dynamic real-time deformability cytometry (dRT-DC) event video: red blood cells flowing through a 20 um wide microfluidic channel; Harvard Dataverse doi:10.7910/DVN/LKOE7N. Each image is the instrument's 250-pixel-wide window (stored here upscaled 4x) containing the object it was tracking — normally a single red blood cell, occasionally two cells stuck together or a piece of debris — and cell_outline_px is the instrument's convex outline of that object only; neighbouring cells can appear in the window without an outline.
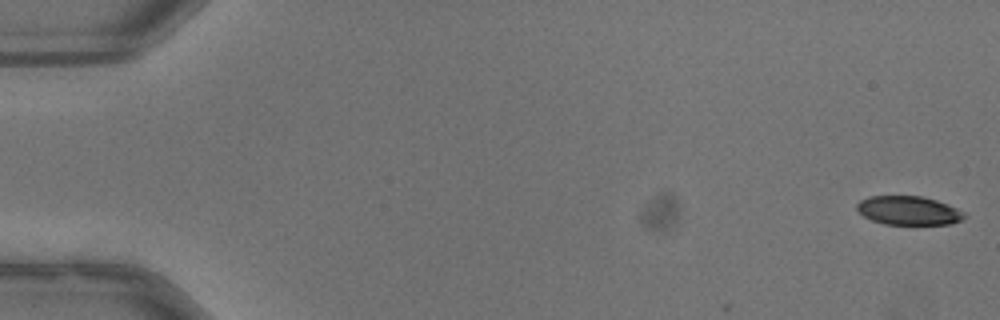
{"species": "common noctule bat (a hibernating species)", "species_latin": "Nyctalus noctula", "temperature_condition": "warm", "stored_images_in_passage": 5, "camera_frame_rate_fps": 3000, "um_per_image_px": 0.085, "animal": {"sex": "male", "body_mass_g": 13.3}, "frame": {"image": 1, "passage_image": 1, "time_ms": 0.0, "image_size_px": [1000, 320], "cell_outline_px": [[964, 216], [960, 220], [952, 224], [884, 224], [872, 220], [864, 216], [856, 208], [856, 204], [860, 200], [868, 196], [920, 196], [936, 200], [948, 204], [964, 212]], "centroid_in_image_um": [77.2, 17.89], "position_along_channel_um": 7.8, "area_um2": 17.92}}